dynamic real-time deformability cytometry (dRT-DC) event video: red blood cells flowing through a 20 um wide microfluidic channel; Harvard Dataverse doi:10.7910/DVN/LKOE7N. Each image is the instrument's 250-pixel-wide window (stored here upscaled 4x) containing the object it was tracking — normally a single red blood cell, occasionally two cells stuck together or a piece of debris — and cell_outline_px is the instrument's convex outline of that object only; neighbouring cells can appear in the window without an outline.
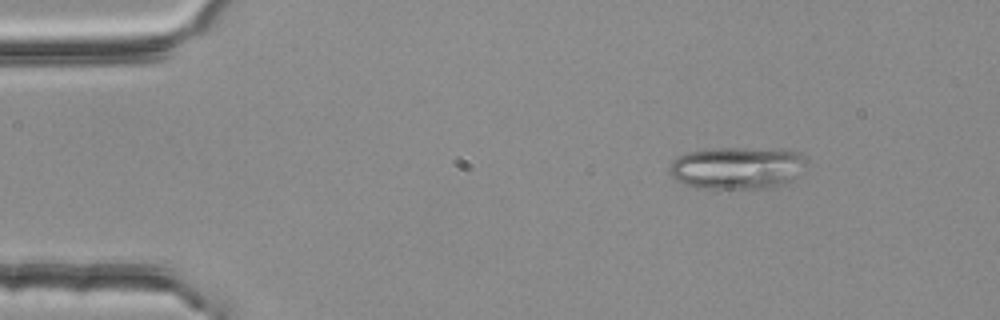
{"species": "common noctule bat (a hibernating species)", "species_latin": "Nyctalus noctula", "temperature_condition": "room temperature", "stored_images_in_passage": 3, "camera_frame_rate_fps": 3000, "um_per_image_px": 0.085, "animal": {"sex": "female", "body_mass_g": 25.1}, "frame": {"image": 1, "passage_image": 1, "time_ms": 0.0, "image_size_px": [1000, 320], "cell_outline_px": [[804, 160], [788, 180], [764, 188], [696, 188], [684, 184], [676, 180], [668, 172], [668, 168], [676, 156], [688, 152], [712, 148], [740, 148], [796, 152]], "centroid_in_image_um": [62.42, 14.27], "position_along_channel_um": 22.6, "area_um2": 32.37}}